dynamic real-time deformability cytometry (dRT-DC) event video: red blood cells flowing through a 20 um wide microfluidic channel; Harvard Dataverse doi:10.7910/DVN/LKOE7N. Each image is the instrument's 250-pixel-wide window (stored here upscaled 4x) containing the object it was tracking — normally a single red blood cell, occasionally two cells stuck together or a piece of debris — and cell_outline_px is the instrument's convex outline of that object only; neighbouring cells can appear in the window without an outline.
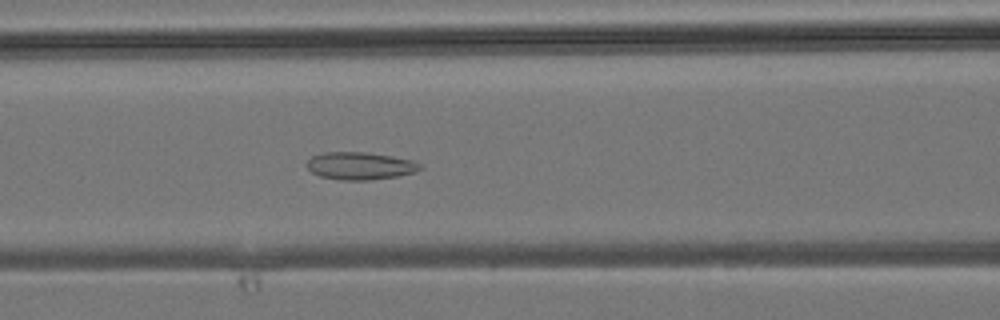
{"species": "common noctule bat (a hibernating species)", "species_latin": "Nyctalus noctula", "temperature_condition": "room temperature", "stored_images_in_passage": 43, "camera_frame_rate_fps": 3000, "um_per_image_px": 0.085, "animal": {"sex": "male", "body_mass_g": 19.2, "forearm_length_mm": 51.8}, "frame": {"image": 1, "passage_image": 18, "time_ms": 5.667, "image_size_px": [1000, 320], "cell_outline_px": [[424, 168], [416, 172], [396, 176], [368, 180], [340, 180], [320, 176], [312, 172], [308, 168], [308, 160], [312, 156], [324, 152], [368, 152], [392, 156], [412, 160], [420, 164]], "centroid_in_image_um": [30.63, 14.09], "position_along_channel_um": 136.0, "area_um2": 18.15}}
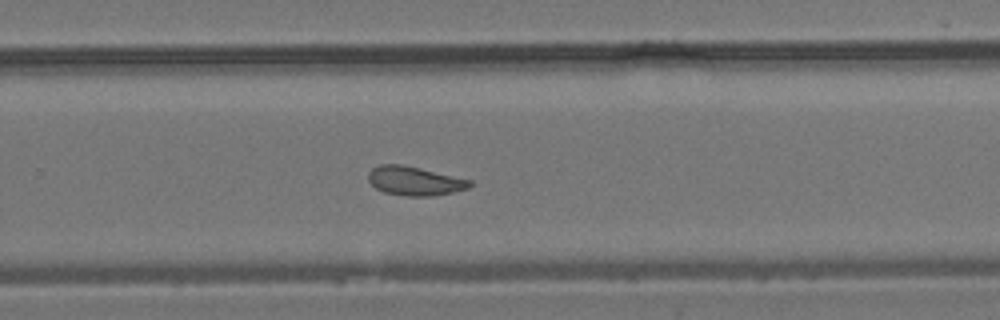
{"frame": {"image": 2, "passage_image": 28, "time_ms": 9.0, "image_size_px": [1000, 320], "cell_outline_px": [[476, 184], [468, 188], [452, 192], [432, 196], [408, 196], [384, 192], [376, 188], [368, 180], [368, 172], [372, 168], [380, 164], [404, 164], [472, 180]], "centroid_in_image_um": [35.27, 15.37], "position_along_channel_um": 294.5, "area_um2": 17.28}}
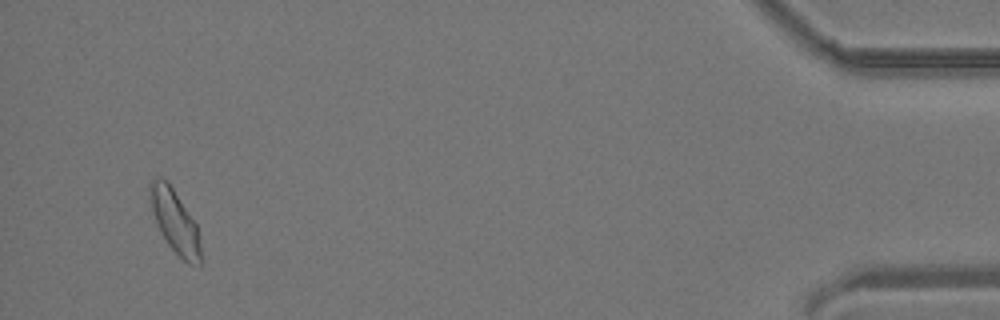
{"frame": {"image": 3, "passage_image": 41, "time_ms": 13.333, "image_size_px": [1000, 320], "cell_outline_px": [[204, 260], [200, 264], [188, 264], [168, 244], [160, 232], [152, 212], [148, 184], [152, 180], [168, 180], [196, 224], [200, 240]], "centroid_in_image_um": [14.9, 18.86], "position_along_channel_um": 420.3, "area_um2": 18.61}}